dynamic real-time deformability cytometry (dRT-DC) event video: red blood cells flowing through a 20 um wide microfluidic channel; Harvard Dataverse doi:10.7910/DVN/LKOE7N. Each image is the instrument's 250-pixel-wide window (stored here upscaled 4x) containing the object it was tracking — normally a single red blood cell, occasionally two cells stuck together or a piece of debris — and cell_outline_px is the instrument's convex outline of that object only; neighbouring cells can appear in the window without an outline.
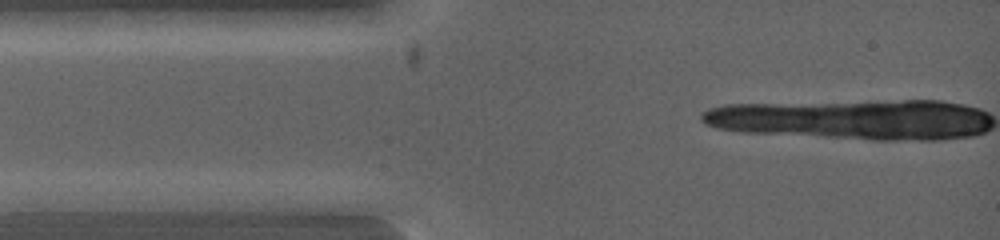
{"species": "common noctule bat (a hibernating species)", "species_latin": "Nyctalus noctula", "temperature_condition": "warm", "stored_images_in_passage": 4, "camera_frame_rate_fps": 5000, "um_per_image_px": 0.085, "animal": {"sex": "female", "body_mass_g": 19.0, "forearm_length_mm": 53.3}, "frame": {"image": 1, "passage_image": 3, "time_ms": 0.4, "image_size_px": [1000, 240], "cell_outline_px": [[124, 200], [116, 212], [44, 216], [36, 216], [16, 212], [12, 200], [64, 192], [104, 192]], "centroid_in_image_um": [5.8, 17.34], "position_along_channel_um": 79.2, "area_um2": 15.14}}